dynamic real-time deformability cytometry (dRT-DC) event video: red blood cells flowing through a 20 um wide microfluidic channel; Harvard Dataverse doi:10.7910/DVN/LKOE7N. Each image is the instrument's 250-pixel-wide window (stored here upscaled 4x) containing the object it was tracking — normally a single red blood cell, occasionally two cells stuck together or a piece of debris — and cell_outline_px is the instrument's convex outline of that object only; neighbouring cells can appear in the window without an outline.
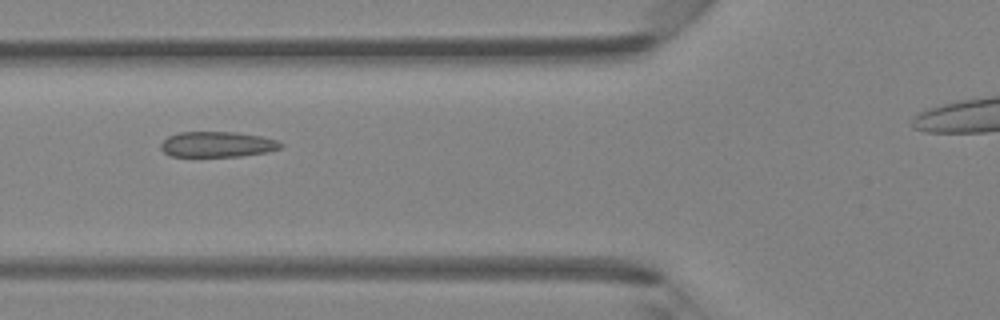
{"species": "Egyptian fruit bat (a non-hibernating species)", "species_latin": "Rousettus aegyptiacus", "temperature_condition": "room temperature", "stored_images_in_passage": 6, "segment_of_instrument_passage": [1, 2], "camera_frame_rate_fps": 3000, "um_per_image_px": 0.085, "animal": {"sex": "female"}, "frame": {"image": 1, "passage_image": 5, "time_ms": 4.667, "image_size_px": [1000, 320], "cell_outline_px": [[284, 144], [280, 148], [264, 152], [240, 156], [168, 156], [160, 148], [160, 144], [168, 136], [180, 132], [236, 132], [260, 136], [276, 140]], "centroid_in_image_um": [18.43, 12.27], "position_along_channel_um": 107.4, "area_um2": 17.69}}